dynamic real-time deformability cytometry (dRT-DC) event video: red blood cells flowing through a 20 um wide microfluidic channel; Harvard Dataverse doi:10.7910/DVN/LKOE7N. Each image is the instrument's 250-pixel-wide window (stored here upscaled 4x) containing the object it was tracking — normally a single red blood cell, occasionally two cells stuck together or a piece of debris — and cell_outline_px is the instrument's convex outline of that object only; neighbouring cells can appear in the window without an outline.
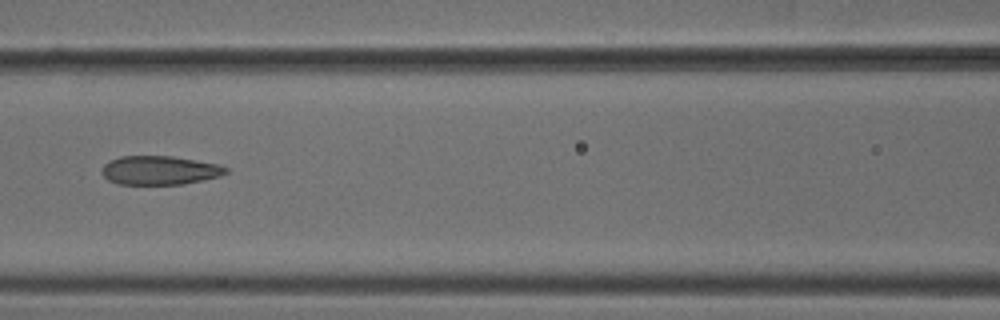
{"species": "common noctule bat (a hibernating species)", "species_latin": "Nyctalus noctula", "temperature_condition": "cold", "stored_images_in_passage": 8, "camera_frame_rate_fps": 3000, "um_per_image_px": 0.085, "animal": {"sex": "male", "body_mass_g": 18.8}, "frame": {"image": 1, "passage_image": 7, "time_ms": 2.0, "image_size_px": [1000, 320], "cell_outline_px": [[228, 172], [220, 176], [184, 184], [120, 184], [108, 180], [104, 176], [104, 164], [120, 156], [172, 156], [220, 164], [228, 168]], "centroid_in_image_um": [13.63, 14.47], "position_along_channel_um": 153.0, "area_um2": 20.69}}
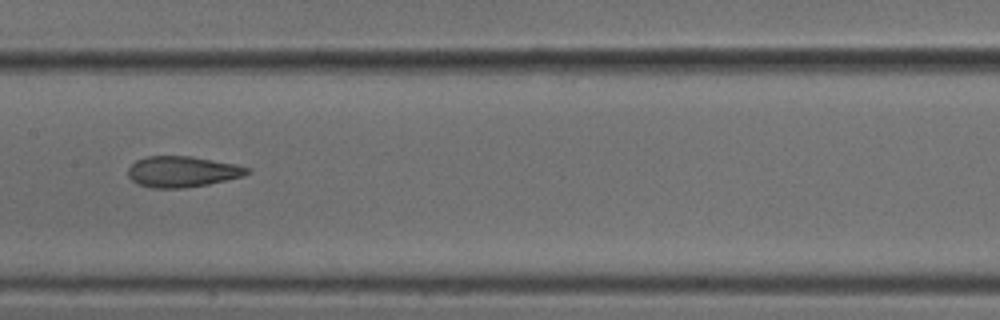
{"frame": {"image": 2, "passage_image": 8, "time_ms": 2.333, "image_size_px": [1000, 320], "cell_outline_px": [[252, 172], [244, 176], [208, 184], [184, 188], [152, 188], [136, 184], [128, 176], [128, 168], [136, 160], [144, 156], [192, 156], [236, 164], [252, 168]], "centroid_in_image_um": [15.51, 14.59], "position_along_channel_um": 191.9, "area_um2": 21.73}}